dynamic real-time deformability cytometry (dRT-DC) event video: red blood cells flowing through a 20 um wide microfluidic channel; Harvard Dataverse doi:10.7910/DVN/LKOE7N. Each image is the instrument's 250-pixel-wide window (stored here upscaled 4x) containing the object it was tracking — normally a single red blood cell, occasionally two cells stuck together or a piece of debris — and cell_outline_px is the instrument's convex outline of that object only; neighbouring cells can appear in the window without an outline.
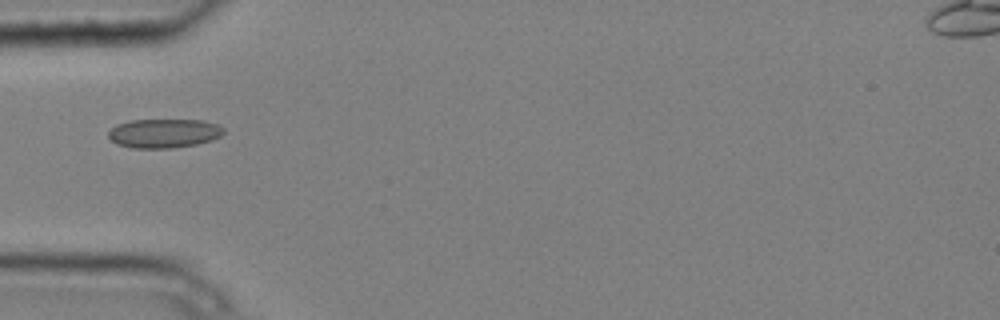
{"species": "common noctule bat (a hibernating species)", "species_latin": "Nyctalus noctula", "temperature_condition": "cold", "stored_images_in_passage": 1, "camera_frame_rate_fps": 3000, "um_per_image_px": 0.085, "animal": {"sex": "male", "body_mass_g": 20.4}, "frame": {"image": 1, "passage_image": 1, "time_ms": 0.0, "image_size_px": [1000, 320], "cell_outline_px": [[224, 132], [220, 136], [212, 140], [196, 144], [172, 148], [132, 148], [116, 144], [108, 136], [108, 132], [116, 124], [132, 120], [204, 120], [216, 124], [224, 128]], "centroid_in_image_um": [13.93, 11.33], "position_along_channel_um": 71.1, "area_um2": 19.54}}